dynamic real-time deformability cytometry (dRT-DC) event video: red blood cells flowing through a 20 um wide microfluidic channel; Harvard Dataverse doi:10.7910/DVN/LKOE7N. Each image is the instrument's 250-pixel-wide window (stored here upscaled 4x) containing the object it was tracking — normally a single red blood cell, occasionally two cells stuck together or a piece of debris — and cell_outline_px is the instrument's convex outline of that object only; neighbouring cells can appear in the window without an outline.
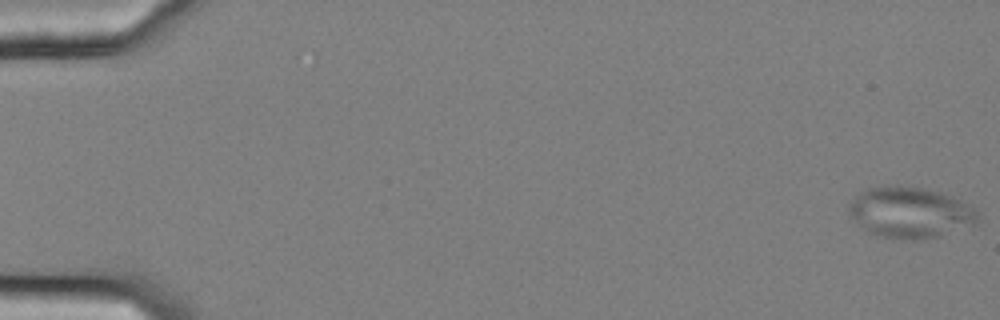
{"species": "common noctule bat (a hibernating species)", "species_latin": "Nyctalus noctula", "temperature_condition": "cold", "stored_images_in_passage": 57, "camera_frame_rate_fps": 3000, "um_per_image_px": 0.085, "animal": {"sex": "female", "body_mass_g": 25.1}, "frame": {"image": 1, "passage_image": 1, "time_ms": 0.0, "image_size_px": [1000, 320], "cell_outline_px": [[980, 212], [976, 224], [936, 236], [912, 240], [900, 240], [876, 236], [868, 232], [848, 216], [848, 204], [860, 192], [868, 188], [896, 184], [924, 188], [940, 192], [952, 196], [960, 200]], "centroid_in_image_um": [77.31, 18.05], "position_along_channel_um": 7.7, "area_um2": 38.61}}
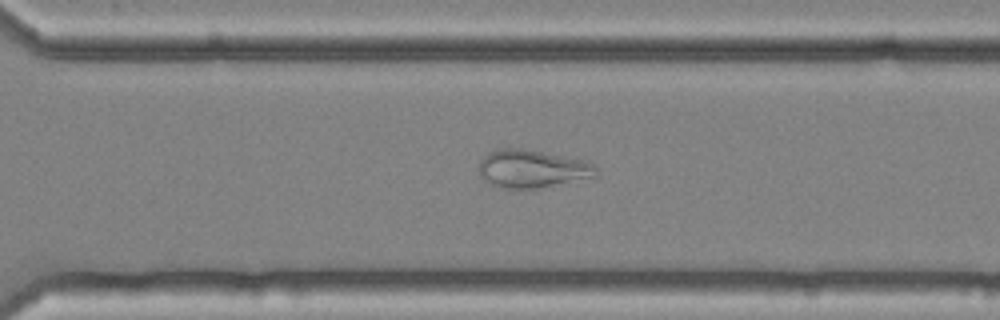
{"frame": {"image": 2, "passage_image": 41, "time_ms": 13.333, "image_size_px": [1000, 320], "cell_outline_px": [[596, 176], [536, 188], [504, 188], [488, 184], [480, 176], [480, 160], [488, 152], [500, 148], [524, 148], [584, 160], [592, 164], [596, 168]], "centroid_in_image_um": [45.18, 14.33], "position_along_channel_um": 325.4, "area_um2": 25.66}}
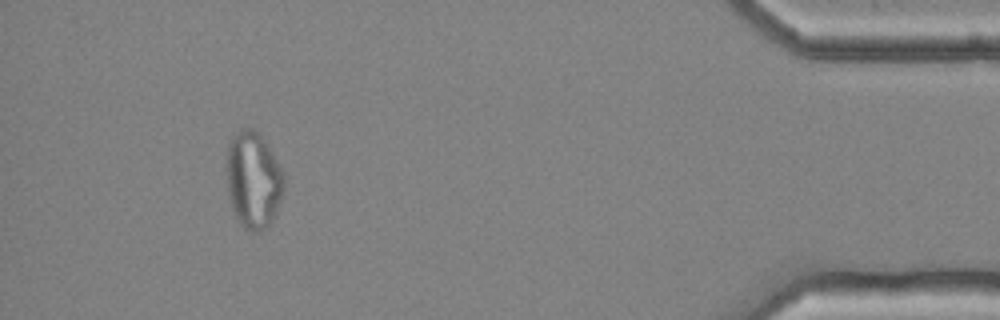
{"frame": {"image": 3, "passage_image": 53, "time_ms": 17.333, "image_size_px": [1000, 320], "cell_outline_px": [[284, 188], [276, 216], [264, 228], [256, 232], [252, 232], [244, 228], [240, 224], [232, 208], [228, 192], [228, 144], [232, 136], [240, 128], [252, 128], [264, 140], [284, 172]], "centroid_in_image_um": [21.55, 15.31], "position_along_channel_um": 413.6, "area_um2": 32.08}}